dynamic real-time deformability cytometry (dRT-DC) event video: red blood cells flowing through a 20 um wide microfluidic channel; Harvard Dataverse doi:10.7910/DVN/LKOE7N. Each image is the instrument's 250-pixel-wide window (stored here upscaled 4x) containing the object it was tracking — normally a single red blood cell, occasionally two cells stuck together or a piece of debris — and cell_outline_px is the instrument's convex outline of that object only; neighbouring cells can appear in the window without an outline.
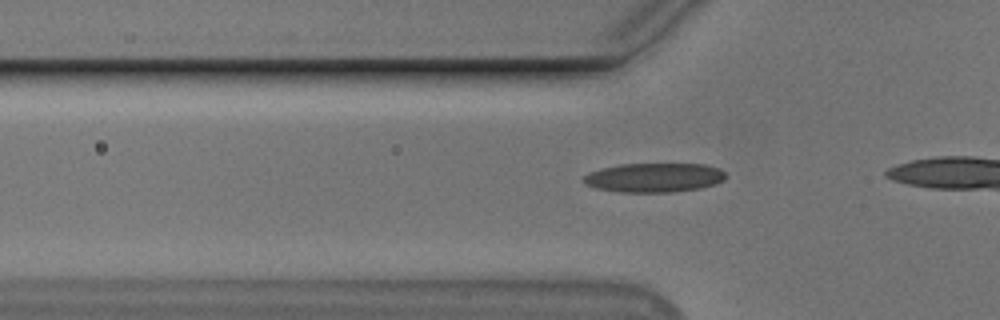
{"species": "Egyptian fruit bat (a non-hibernating species)", "species_latin": "Rousettus aegyptiacus", "temperature_condition": "cold", "stored_images_in_passage": 11, "camera_frame_rate_fps": 3000, "um_per_image_px": 0.085, "animal": {"sex": "male"}, "frame": {"image": 1, "passage_image": 5, "time_ms": 1.333, "image_size_px": [1000, 320], "cell_outline_px": [[728, 176], [724, 180], [716, 184], [700, 188], [672, 192], [620, 192], [596, 188], [584, 184], [580, 180], [588, 172], [620, 164], [704, 164], [720, 168]], "centroid_in_image_um": [55.61, 15.1], "position_along_channel_um": 70.2, "area_um2": 24.39}}
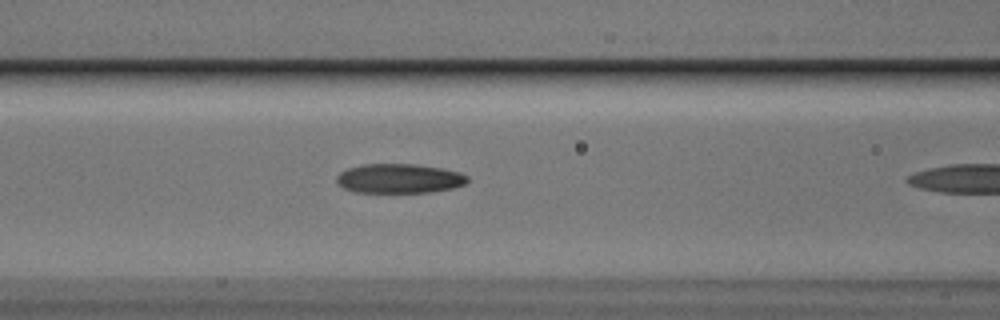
{"frame": {"image": 2, "passage_image": 10, "time_ms": 3.0, "image_size_px": [1000, 320], "cell_outline_px": [[468, 180], [464, 184], [452, 188], [432, 192], [356, 192], [344, 188], [336, 184], [336, 176], [340, 172], [348, 168], [364, 164], [416, 164], [440, 168], [460, 172], [468, 176]], "centroid_in_image_um": [33.91, 15.17], "position_along_channel_um": 132.7, "area_um2": 22.43}}